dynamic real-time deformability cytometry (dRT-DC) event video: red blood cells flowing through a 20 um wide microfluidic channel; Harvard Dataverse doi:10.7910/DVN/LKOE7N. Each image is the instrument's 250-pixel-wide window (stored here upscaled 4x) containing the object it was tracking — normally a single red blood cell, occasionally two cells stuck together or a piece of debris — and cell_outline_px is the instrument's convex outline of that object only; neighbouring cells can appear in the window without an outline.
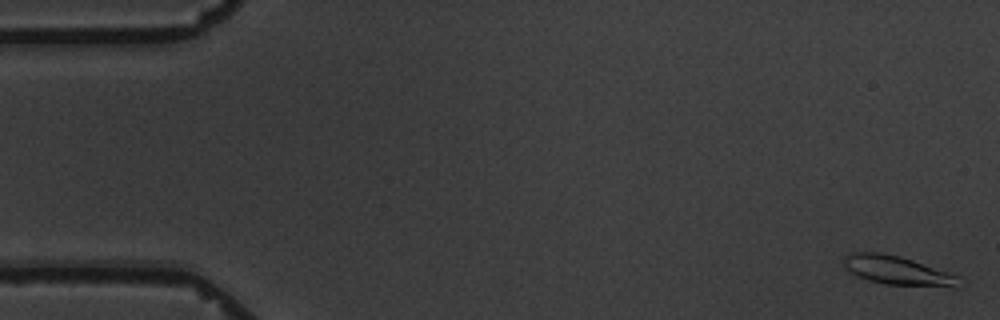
{"species": "common noctule bat (a hibernating species)", "species_latin": "Nyctalus noctula", "temperature_condition": "warm", "stored_images_in_passage": 6, "camera_frame_rate_fps": 3000, "um_per_image_px": 0.085, "animal": {"sex": "male", "body_mass_g": 19.5, "forearm_length_mm": 54.6}, "frame": {"image": 1, "passage_image": 1, "time_ms": 0.0, "image_size_px": [1000, 320], "cell_outline_px": [[956, 288], [952, 288], [884, 284], [856, 276], [844, 268], [844, 256], [852, 252], [880, 252], [900, 256], [948, 272], [956, 276]], "centroid_in_image_um": [76.22, 22.99], "position_along_channel_um": 8.8, "area_um2": 19.31}}